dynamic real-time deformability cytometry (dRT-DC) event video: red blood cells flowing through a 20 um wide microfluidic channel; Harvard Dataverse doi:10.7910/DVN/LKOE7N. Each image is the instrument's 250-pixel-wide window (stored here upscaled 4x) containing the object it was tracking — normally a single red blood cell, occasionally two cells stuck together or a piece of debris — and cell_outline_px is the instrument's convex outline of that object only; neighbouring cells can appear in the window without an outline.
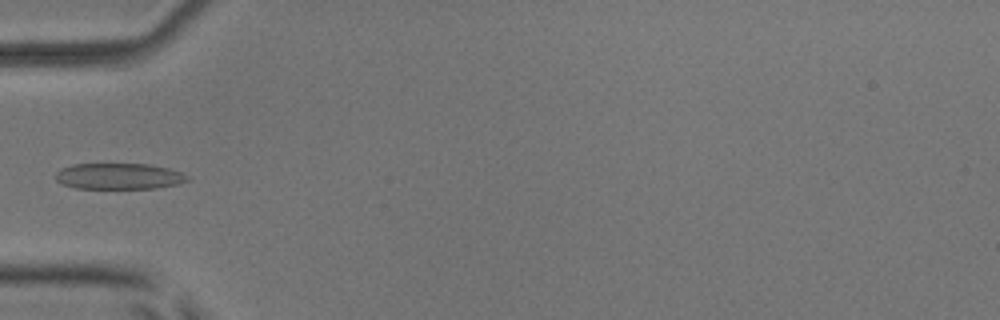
{"species": "common noctule bat (a hibernating species)", "species_latin": "Nyctalus noctula", "temperature_condition": "room temperature", "stored_images_in_passage": 5, "camera_frame_rate_fps": 3000, "um_per_image_px": 0.085, "animal": {"sex": "male", "body_mass_g": 17.9, "forearm_length_mm": 54.2}, "frame": {"image": 1, "passage_image": 5, "time_ms": 4.667, "image_size_px": [1000, 320], "cell_outline_px": [[192, 180], [180, 184], [156, 188], [76, 188], [64, 184], [56, 180], [56, 172], [60, 168], [72, 164], [148, 164], [168, 168], [180, 172], [188, 176]], "centroid_in_image_um": [10.14, 14.98], "position_along_channel_um": 74.9, "area_um2": 20.06}}